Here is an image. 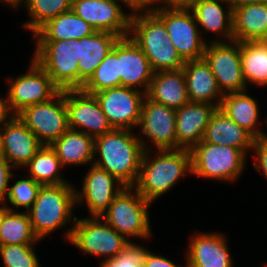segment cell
<instances>
[{
  "label": "cell",
  "mask_w": 267,
  "mask_h": 267,
  "mask_svg": "<svg viewBox=\"0 0 267 267\" xmlns=\"http://www.w3.org/2000/svg\"><path fill=\"white\" fill-rule=\"evenodd\" d=\"M74 187L71 183L41 186L37 198L27 211L39 240L70 224L72 220L74 225L77 218L73 215L77 207Z\"/></svg>",
  "instance_id": "cell-4"
},
{
  "label": "cell",
  "mask_w": 267,
  "mask_h": 267,
  "mask_svg": "<svg viewBox=\"0 0 267 267\" xmlns=\"http://www.w3.org/2000/svg\"><path fill=\"white\" fill-rule=\"evenodd\" d=\"M120 0H72V10L95 31L108 32L120 38L129 36L132 12H123Z\"/></svg>",
  "instance_id": "cell-16"
},
{
  "label": "cell",
  "mask_w": 267,
  "mask_h": 267,
  "mask_svg": "<svg viewBox=\"0 0 267 267\" xmlns=\"http://www.w3.org/2000/svg\"><path fill=\"white\" fill-rule=\"evenodd\" d=\"M1 158H4V154H3L2 139H1V135H0V159Z\"/></svg>",
  "instance_id": "cell-48"
},
{
  "label": "cell",
  "mask_w": 267,
  "mask_h": 267,
  "mask_svg": "<svg viewBox=\"0 0 267 267\" xmlns=\"http://www.w3.org/2000/svg\"><path fill=\"white\" fill-rule=\"evenodd\" d=\"M30 20L23 22V28L34 35L49 20L59 14L72 10V0H25Z\"/></svg>",
  "instance_id": "cell-34"
},
{
  "label": "cell",
  "mask_w": 267,
  "mask_h": 267,
  "mask_svg": "<svg viewBox=\"0 0 267 267\" xmlns=\"http://www.w3.org/2000/svg\"><path fill=\"white\" fill-rule=\"evenodd\" d=\"M14 168L11 164L5 159H0V203H5L8 187L11 178L13 179L14 174H12L11 170Z\"/></svg>",
  "instance_id": "cell-40"
},
{
  "label": "cell",
  "mask_w": 267,
  "mask_h": 267,
  "mask_svg": "<svg viewBox=\"0 0 267 267\" xmlns=\"http://www.w3.org/2000/svg\"><path fill=\"white\" fill-rule=\"evenodd\" d=\"M34 244H10L0 246L3 267H41Z\"/></svg>",
  "instance_id": "cell-36"
},
{
  "label": "cell",
  "mask_w": 267,
  "mask_h": 267,
  "mask_svg": "<svg viewBox=\"0 0 267 267\" xmlns=\"http://www.w3.org/2000/svg\"><path fill=\"white\" fill-rule=\"evenodd\" d=\"M255 138L234 122L220 108L212 114L202 141L213 145H226L240 149L247 157Z\"/></svg>",
  "instance_id": "cell-25"
},
{
  "label": "cell",
  "mask_w": 267,
  "mask_h": 267,
  "mask_svg": "<svg viewBox=\"0 0 267 267\" xmlns=\"http://www.w3.org/2000/svg\"><path fill=\"white\" fill-rule=\"evenodd\" d=\"M7 98L0 97V128L8 123L16 114L11 110L8 94Z\"/></svg>",
  "instance_id": "cell-43"
},
{
  "label": "cell",
  "mask_w": 267,
  "mask_h": 267,
  "mask_svg": "<svg viewBox=\"0 0 267 267\" xmlns=\"http://www.w3.org/2000/svg\"><path fill=\"white\" fill-rule=\"evenodd\" d=\"M66 230V240L76 248L104 259L115 257L130 242L100 216L77 217L74 225Z\"/></svg>",
  "instance_id": "cell-8"
},
{
  "label": "cell",
  "mask_w": 267,
  "mask_h": 267,
  "mask_svg": "<svg viewBox=\"0 0 267 267\" xmlns=\"http://www.w3.org/2000/svg\"><path fill=\"white\" fill-rule=\"evenodd\" d=\"M143 153L142 143L133 130L112 129L94 138V165L115 176L126 187L135 185Z\"/></svg>",
  "instance_id": "cell-1"
},
{
  "label": "cell",
  "mask_w": 267,
  "mask_h": 267,
  "mask_svg": "<svg viewBox=\"0 0 267 267\" xmlns=\"http://www.w3.org/2000/svg\"><path fill=\"white\" fill-rule=\"evenodd\" d=\"M0 135L4 158L14 169L24 168L42 146L18 115L0 128Z\"/></svg>",
  "instance_id": "cell-20"
},
{
  "label": "cell",
  "mask_w": 267,
  "mask_h": 267,
  "mask_svg": "<svg viewBox=\"0 0 267 267\" xmlns=\"http://www.w3.org/2000/svg\"><path fill=\"white\" fill-rule=\"evenodd\" d=\"M121 2L122 4H125V6L130 8V11L133 13L136 11H153L158 6L168 1L167 0H120V3Z\"/></svg>",
  "instance_id": "cell-41"
},
{
  "label": "cell",
  "mask_w": 267,
  "mask_h": 267,
  "mask_svg": "<svg viewBox=\"0 0 267 267\" xmlns=\"http://www.w3.org/2000/svg\"><path fill=\"white\" fill-rule=\"evenodd\" d=\"M243 78L247 84L267 86V41L240 42Z\"/></svg>",
  "instance_id": "cell-31"
},
{
  "label": "cell",
  "mask_w": 267,
  "mask_h": 267,
  "mask_svg": "<svg viewBox=\"0 0 267 267\" xmlns=\"http://www.w3.org/2000/svg\"><path fill=\"white\" fill-rule=\"evenodd\" d=\"M251 150L255 152L253 168L256 171H262L267 179V143L262 138H257Z\"/></svg>",
  "instance_id": "cell-39"
},
{
  "label": "cell",
  "mask_w": 267,
  "mask_h": 267,
  "mask_svg": "<svg viewBox=\"0 0 267 267\" xmlns=\"http://www.w3.org/2000/svg\"><path fill=\"white\" fill-rule=\"evenodd\" d=\"M150 205L134 187H125L100 217L129 241V237L147 240L152 234Z\"/></svg>",
  "instance_id": "cell-6"
},
{
  "label": "cell",
  "mask_w": 267,
  "mask_h": 267,
  "mask_svg": "<svg viewBox=\"0 0 267 267\" xmlns=\"http://www.w3.org/2000/svg\"><path fill=\"white\" fill-rule=\"evenodd\" d=\"M175 123V109L153 102L146 96L142 103L138 125L144 136L138 134L144 150H150V144L156 147L155 150H177ZM150 141L152 143L148 144Z\"/></svg>",
  "instance_id": "cell-13"
},
{
  "label": "cell",
  "mask_w": 267,
  "mask_h": 267,
  "mask_svg": "<svg viewBox=\"0 0 267 267\" xmlns=\"http://www.w3.org/2000/svg\"><path fill=\"white\" fill-rule=\"evenodd\" d=\"M118 86H121V75H119L117 40L105 59L81 89L87 93L94 94L101 90Z\"/></svg>",
  "instance_id": "cell-35"
},
{
  "label": "cell",
  "mask_w": 267,
  "mask_h": 267,
  "mask_svg": "<svg viewBox=\"0 0 267 267\" xmlns=\"http://www.w3.org/2000/svg\"><path fill=\"white\" fill-rule=\"evenodd\" d=\"M146 96L175 110L187 104L190 100L183 69L154 72Z\"/></svg>",
  "instance_id": "cell-26"
},
{
  "label": "cell",
  "mask_w": 267,
  "mask_h": 267,
  "mask_svg": "<svg viewBox=\"0 0 267 267\" xmlns=\"http://www.w3.org/2000/svg\"><path fill=\"white\" fill-rule=\"evenodd\" d=\"M169 3L172 4H181V5H186L189 3L191 0H167Z\"/></svg>",
  "instance_id": "cell-47"
},
{
  "label": "cell",
  "mask_w": 267,
  "mask_h": 267,
  "mask_svg": "<svg viewBox=\"0 0 267 267\" xmlns=\"http://www.w3.org/2000/svg\"><path fill=\"white\" fill-rule=\"evenodd\" d=\"M65 104L69 129L84 132L93 138L113 129L94 94L82 89L65 90Z\"/></svg>",
  "instance_id": "cell-15"
},
{
  "label": "cell",
  "mask_w": 267,
  "mask_h": 267,
  "mask_svg": "<svg viewBox=\"0 0 267 267\" xmlns=\"http://www.w3.org/2000/svg\"><path fill=\"white\" fill-rule=\"evenodd\" d=\"M25 0H0L1 3H5L14 9H19Z\"/></svg>",
  "instance_id": "cell-45"
},
{
  "label": "cell",
  "mask_w": 267,
  "mask_h": 267,
  "mask_svg": "<svg viewBox=\"0 0 267 267\" xmlns=\"http://www.w3.org/2000/svg\"><path fill=\"white\" fill-rule=\"evenodd\" d=\"M223 3L226 4L224 8ZM186 5L194 15L199 30H201L200 33H203V31L204 33L211 32L212 34H218V37L223 36L225 38L211 40L208 37L209 42H228V40L230 42L234 40L233 10L226 0H191Z\"/></svg>",
  "instance_id": "cell-21"
},
{
  "label": "cell",
  "mask_w": 267,
  "mask_h": 267,
  "mask_svg": "<svg viewBox=\"0 0 267 267\" xmlns=\"http://www.w3.org/2000/svg\"><path fill=\"white\" fill-rule=\"evenodd\" d=\"M24 168L27 175L42 186L70 183L61 176L63 166L50 145H42Z\"/></svg>",
  "instance_id": "cell-32"
},
{
  "label": "cell",
  "mask_w": 267,
  "mask_h": 267,
  "mask_svg": "<svg viewBox=\"0 0 267 267\" xmlns=\"http://www.w3.org/2000/svg\"><path fill=\"white\" fill-rule=\"evenodd\" d=\"M17 115L42 145H51L69 129L65 90L53 99L25 107Z\"/></svg>",
  "instance_id": "cell-10"
},
{
  "label": "cell",
  "mask_w": 267,
  "mask_h": 267,
  "mask_svg": "<svg viewBox=\"0 0 267 267\" xmlns=\"http://www.w3.org/2000/svg\"><path fill=\"white\" fill-rule=\"evenodd\" d=\"M217 108L212 104L189 101L176 110L177 150H191L202 141L205 129Z\"/></svg>",
  "instance_id": "cell-22"
},
{
  "label": "cell",
  "mask_w": 267,
  "mask_h": 267,
  "mask_svg": "<svg viewBox=\"0 0 267 267\" xmlns=\"http://www.w3.org/2000/svg\"><path fill=\"white\" fill-rule=\"evenodd\" d=\"M148 248L129 242L115 257L102 259L99 267H144Z\"/></svg>",
  "instance_id": "cell-38"
},
{
  "label": "cell",
  "mask_w": 267,
  "mask_h": 267,
  "mask_svg": "<svg viewBox=\"0 0 267 267\" xmlns=\"http://www.w3.org/2000/svg\"><path fill=\"white\" fill-rule=\"evenodd\" d=\"M50 146L63 167L94 164V138L84 132L68 129Z\"/></svg>",
  "instance_id": "cell-28"
},
{
  "label": "cell",
  "mask_w": 267,
  "mask_h": 267,
  "mask_svg": "<svg viewBox=\"0 0 267 267\" xmlns=\"http://www.w3.org/2000/svg\"><path fill=\"white\" fill-rule=\"evenodd\" d=\"M203 58L210 66L223 95L248 89L242 73L240 42L207 43Z\"/></svg>",
  "instance_id": "cell-12"
},
{
  "label": "cell",
  "mask_w": 267,
  "mask_h": 267,
  "mask_svg": "<svg viewBox=\"0 0 267 267\" xmlns=\"http://www.w3.org/2000/svg\"><path fill=\"white\" fill-rule=\"evenodd\" d=\"M232 10L248 4L266 3L267 0H226Z\"/></svg>",
  "instance_id": "cell-44"
},
{
  "label": "cell",
  "mask_w": 267,
  "mask_h": 267,
  "mask_svg": "<svg viewBox=\"0 0 267 267\" xmlns=\"http://www.w3.org/2000/svg\"><path fill=\"white\" fill-rule=\"evenodd\" d=\"M234 41H267V2L233 9Z\"/></svg>",
  "instance_id": "cell-27"
},
{
  "label": "cell",
  "mask_w": 267,
  "mask_h": 267,
  "mask_svg": "<svg viewBox=\"0 0 267 267\" xmlns=\"http://www.w3.org/2000/svg\"><path fill=\"white\" fill-rule=\"evenodd\" d=\"M113 129L133 130L140 122L146 94L133 88L118 86L94 93Z\"/></svg>",
  "instance_id": "cell-14"
},
{
  "label": "cell",
  "mask_w": 267,
  "mask_h": 267,
  "mask_svg": "<svg viewBox=\"0 0 267 267\" xmlns=\"http://www.w3.org/2000/svg\"><path fill=\"white\" fill-rule=\"evenodd\" d=\"M118 59L121 86L147 94L154 71L144 52L129 36L118 39Z\"/></svg>",
  "instance_id": "cell-19"
},
{
  "label": "cell",
  "mask_w": 267,
  "mask_h": 267,
  "mask_svg": "<svg viewBox=\"0 0 267 267\" xmlns=\"http://www.w3.org/2000/svg\"><path fill=\"white\" fill-rule=\"evenodd\" d=\"M247 91L227 93L223 96L219 108L255 139L262 138L263 131L258 126L259 107L257 101L246 94Z\"/></svg>",
  "instance_id": "cell-29"
},
{
  "label": "cell",
  "mask_w": 267,
  "mask_h": 267,
  "mask_svg": "<svg viewBox=\"0 0 267 267\" xmlns=\"http://www.w3.org/2000/svg\"><path fill=\"white\" fill-rule=\"evenodd\" d=\"M0 205H1V203H0ZM8 210H9V208L7 206V202L2 203V205L0 206V226H1L2 220H3L5 214L7 213Z\"/></svg>",
  "instance_id": "cell-46"
},
{
  "label": "cell",
  "mask_w": 267,
  "mask_h": 267,
  "mask_svg": "<svg viewBox=\"0 0 267 267\" xmlns=\"http://www.w3.org/2000/svg\"><path fill=\"white\" fill-rule=\"evenodd\" d=\"M186 267H234L228 240L220 232H197L191 235Z\"/></svg>",
  "instance_id": "cell-18"
},
{
  "label": "cell",
  "mask_w": 267,
  "mask_h": 267,
  "mask_svg": "<svg viewBox=\"0 0 267 267\" xmlns=\"http://www.w3.org/2000/svg\"><path fill=\"white\" fill-rule=\"evenodd\" d=\"M266 126H267V119H266ZM262 139L267 143V133H263Z\"/></svg>",
  "instance_id": "cell-49"
},
{
  "label": "cell",
  "mask_w": 267,
  "mask_h": 267,
  "mask_svg": "<svg viewBox=\"0 0 267 267\" xmlns=\"http://www.w3.org/2000/svg\"><path fill=\"white\" fill-rule=\"evenodd\" d=\"M41 186L26 174L25 179H18L12 186L9 185L5 202L9 201V205L14 208L23 207L27 212L37 198Z\"/></svg>",
  "instance_id": "cell-37"
},
{
  "label": "cell",
  "mask_w": 267,
  "mask_h": 267,
  "mask_svg": "<svg viewBox=\"0 0 267 267\" xmlns=\"http://www.w3.org/2000/svg\"><path fill=\"white\" fill-rule=\"evenodd\" d=\"M120 37L96 31L92 35L75 39L76 60L79 68V89L90 79Z\"/></svg>",
  "instance_id": "cell-23"
},
{
  "label": "cell",
  "mask_w": 267,
  "mask_h": 267,
  "mask_svg": "<svg viewBox=\"0 0 267 267\" xmlns=\"http://www.w3.org/2000/svg\"><path fill=\"white\" fill-rule=\"evenodd\" d=\"M0 226V246L10 244H37L28 212H18L10 207Z\"/></svg>",
  "instance_id": "cell-33"
},
{
  "label": "cell",
  "mask_w": 267,
  "mask_h": 267,
  "mask_svg": "<svg viewBox=\"0 0 267 267\" xmlns=\"http://www.w3.org/2000/svg\"><path fill=\"white\" fill-rule=\"evenodd\" d=\"M80 191L76 189V205L85 204L90 216H101L114 198L126 187L115 176L94 164L82 180Z\"/></svg>",
  "instance_id": "cell-17"
},
{
  "label": "cell",
  "mask_w": 267,
  "mask_h": 267,
  "mask_svg": "<svg viewBox=\"0 0 267 267\" xmlns=\"http://www.w3.org/2000/svg\"><path fill=\"white\" fill-rule=\"evenodd\" d=\"M36 47L32 58L47 72L63 91L79 89V68L76 60L75 39L34 40Z\"/></svg>",
  "instance_id": "cell-9"
},
{
  "label": "cell",
  "mask_w": 267,
  "mask_h": 267,
  "mask_svg": "<svg viewBox=\"0 0 267 267\" xmlns=\"http://www.w3.org/2000/svg\"><path fill=\"white\" fill-rule=\"evenodd\" d=\"M153 12L165 23L168 37L184 61L203 58L207 43L187 5L166 2Z\"/></svg>",
  "instance_id": "cell-5"
},
{
  "label": "cell",
  "mask_w": 267,
  "mask_h": 267,
  "mask_svg": "<svg viewBox=\"0 0 267 267\" xmlns=\"http://www.w3.org/2000/svg\"><path fill=\"white\" fill-rule=\"evenodd\" d=\"M182 69L189 100L212 104L219 108L224 95L218 88L216 78L205 59L185 61Z\"/></svg>",
  "instance_id": "cell-24"
},
{
  "label": "cell",
  "mask_w": 267,
  "mask_h": 267,
  "mask_svg": "<svg viewBox=\"0 0 267 267\" xmlns=\"http://www.w3.org/2000/svg\"><path fill=\"white\" fill-rule=\"evenodd\" d=\"M95 29L73 10L59 14L49 20L33 36L34 40L81 39L95 33Z\"/></svg>",
  "instance_id": "cell-30"
},
{
  "label": "cell",
  "mask_w": 267,
  "mask_h": 267,
  "mask_svg": "<svg viewBox=\"0 0 267 267\" xmlns=\"http://www.w3.org/2000/svg\"><path fill=\"white\" fill-rule=\"evenodd\" d=\"M190 152L191 175L197 178L234 182L246 168L247 156L237 148L201 141Z\"/></svg>",
  "instance_id": "cell-7"
},
{
  "label": "cell",
  "mask_w": 267,
  "mask_h": 267,
  "mask_svg": "<svg viewBox=\"0 0 267 267\" xmlns=\"http://www.w3.org/2000/svg\"><path fill=\"white\" fill-rule=\"evenodd\" d=\"M152 152L144 150L133 186L151 204L170 191L180 178L192 173L190 150H157L155 156Z\"/></svg>",
  "instance_id": "cell-2"
},
{
  "label": "cell",
  "mask_w": 267,
  "mask_h": 267,
  "mask_svg": "<svg viewBox=\"0 0 267 267\" xmlns=\"http://www.w3.org/2000/svg\"><path fill=\"white\" fill-rule=\"evenodd\" d=\"M129 37L144 52L154 72L183 68L185 61L172 45L165 23L153 11L132 13Z\"/></svg>",
  "instance_id": "cell-3"
},
{
  "label": "cell",
  "mask_w": 267,
  "mask_h": 267,
  "mask_svg": "<svg viewBox=\"0 0 267 267\" xmlns=\"http://www.w3.org/2000/svg\"><path fill=\"white\" fill-rule=\"evenodd\" d=\"M6 80L9 104L16 115L27 106L53 99L61 91L33 58L26 73Z\"/></svg>",
  "instance_id": "cell-11"
},
{
  "label": "cell",
  "mask_w": 267,
  "mask_h": 267,
  "mask_svg": "<svg viewBox=\"0 0 267 267\" xmlns=\"http://www.w3.org/2000/svg\"><path fill=\"white\" fill-rule=\"evenodd\" d=\"M144 267H182V266L176 265L173 261L169 260L168 258L154 254L153 252H151V250H149L144 262Z\"/></svg>",
  "instance_id": "cell-42"
}]
</instances>
